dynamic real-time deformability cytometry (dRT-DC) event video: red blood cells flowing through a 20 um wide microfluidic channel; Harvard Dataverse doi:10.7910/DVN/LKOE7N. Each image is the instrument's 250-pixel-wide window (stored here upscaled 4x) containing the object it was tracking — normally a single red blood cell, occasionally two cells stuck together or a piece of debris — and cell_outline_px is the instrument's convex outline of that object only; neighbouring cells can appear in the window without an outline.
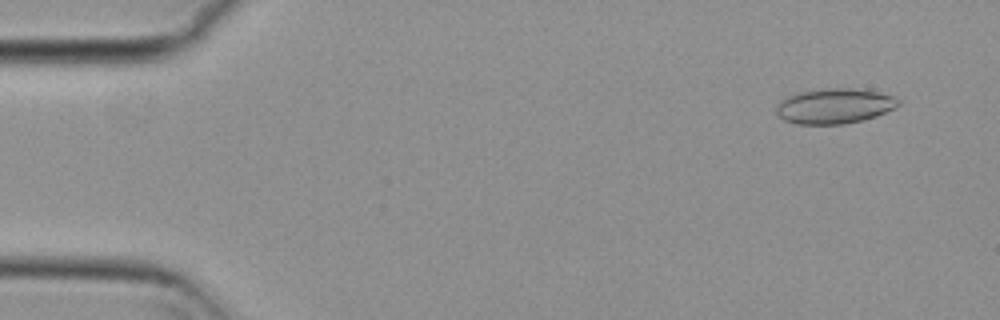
{"species": "common noctule bat (a hibernating species)", "species_latin": "Nyctalus noctula", "temperature_condition": "cold", "stored_images_in_passage": 52, "camera_frame_rate_fps": 3000, "um_per_image_px": 0.085, "animal": {"sex": "female", "body_mass_g": 29.2, "forearm_length_mm": 56.3}, "frame": {"image": 1, "passage_image": 4, "time_ms": 1.0, "image_size_px": [1000, 320], "cell_outline_px": [[900, 104], [896, 108], [876, 116], [864, 120], [844, 124], [796, 124], [784, 120], [776, 112], [776, 108], [780, 100], [788, 96], [800, 92], [820, 88], [852, 88], [876, 92], [896, 96], [900, 100]], "centroid_in_image_um": [70.95, 9.01], "position_along_channel_um": 14.0, "area_um2": 25.2}}
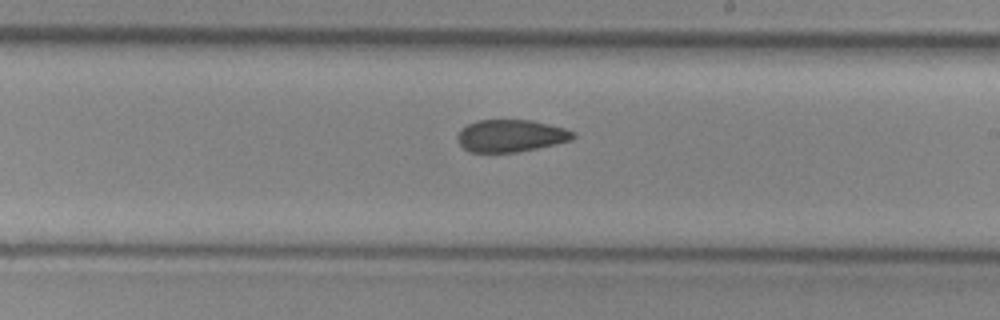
{"frame": {"image": 2, "passage_image": 32, "time_ms": 10.333, "image_size_px": [1000, 320], "cell_outline_px": [[576, 136], [572, 140], [556, 144], [516, 152], [468, 152], [456, 140], [456, 136], [460, 128], [476, 120], [532, 120], [564, 128], [576, 132]], "centroid_in_image_um": [43.4, 11.53], "position_along_channel_um": 245.6, "area_um2": 21.91}}
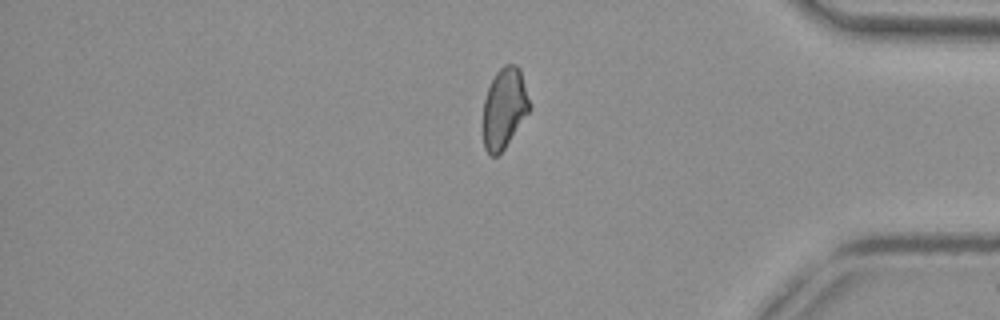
{"frame": {"image": 3, "passage_image": 46, "time_ms": 15.0, "image_size_px": [1000, 320], "cell_outline_px": [[532, 108], [504, 148], [496, 156], [492, 156], [484, 148], [484, 100], [488, 88], [496, 72], [504, 64], [516, 64], [520, 68]], "centroid_in_image_um": [42.89, 9.16], "position_along_channel_um": 392.3, "area_um2": 21.62}}